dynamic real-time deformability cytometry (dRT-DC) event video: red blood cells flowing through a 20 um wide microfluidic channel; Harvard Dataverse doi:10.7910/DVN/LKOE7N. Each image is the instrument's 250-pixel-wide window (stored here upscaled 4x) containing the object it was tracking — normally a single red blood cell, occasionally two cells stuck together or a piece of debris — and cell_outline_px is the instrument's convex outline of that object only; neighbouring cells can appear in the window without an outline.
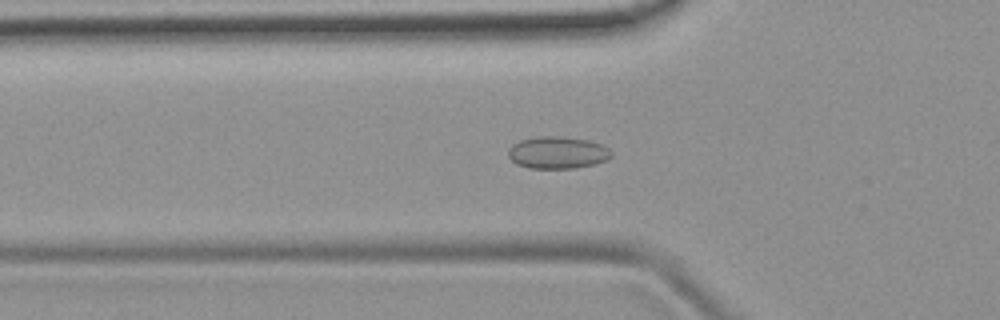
{"species": "common noctule bat (a hibernating species)", "species_latin": "Nyctalus noctula", "temperature_condition": "room temperature", "stored_images_in_passage": 51, "camera_frame_rate_fps": 3000, "um_per_image_px": 0.085, "animal": {"sex": "female", "body_mass_g": 19.9}, "frame": {"image": 1, "passage_image": 17, "time_ms": 5.333, "image_size_px": [1000, 320], "cell_outline_px": [[612, 156], [608, 160], [596, 164], [576, 168], [528, 168], [516, 164], [508, 156], [508, 148], [512, 144], [520, 140], [536, 136], [560, 136], [588, 140], [600, 144], [608, 148], [612, 152]], "centroid_in_image_um": [47.39, 12.97], "position_along_channel_um": 78.4, "area_um2": 19.54}}
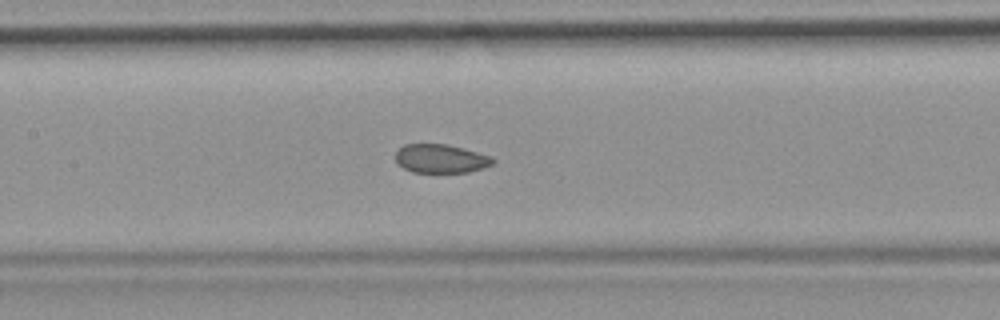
{"frame": {"image": 2, "passage_image": 24, "time_ms": 7.667, "image_size_px": [1000, 320], "cell_outline_px": [[496, 160], [492, 164], [468, 172], [412, 172], [396, 164], [396, 152], [404, 144], [448, 144], [464, 148], [492, 156]], "centroid_in_image_um": [37.46, 13.47], "position_along_channel_um": 169.9, "area_um2": 16.3}}
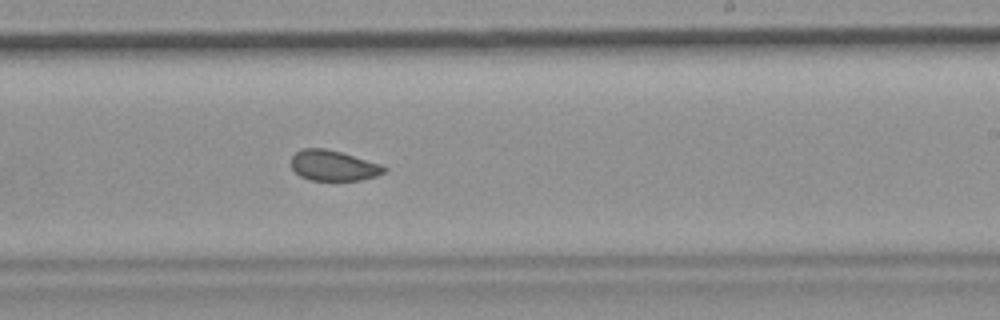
{"frame": {"image": 3, "passage_image": 31, "time_ms": 10.0, "image_size_px": [1000, 320], "cell_outline_px": [[388, 168], [384, 172], [376, 176], [360, 180], [312, 180], [300, 176], [292, 168], [292, 156], [296, 152], [304, 148], [324, 148], [340, 152], [380, 164]], "centroid_in_image_um": [28.33, 14.07], "position_along_channel_um": 260.7, "area_um2": 16.24}, "authors_computed_cell_mechanics": {"area_um2": 17.918, "velocity_mm_per_s": 3.9068, "shape_relaxation_time_tau1_ms": null, "shape_relaxation_time_tau2_ms": 1.4254, "deformation_change_tau1": null, "deformation_change_tau2": 0.0523}}